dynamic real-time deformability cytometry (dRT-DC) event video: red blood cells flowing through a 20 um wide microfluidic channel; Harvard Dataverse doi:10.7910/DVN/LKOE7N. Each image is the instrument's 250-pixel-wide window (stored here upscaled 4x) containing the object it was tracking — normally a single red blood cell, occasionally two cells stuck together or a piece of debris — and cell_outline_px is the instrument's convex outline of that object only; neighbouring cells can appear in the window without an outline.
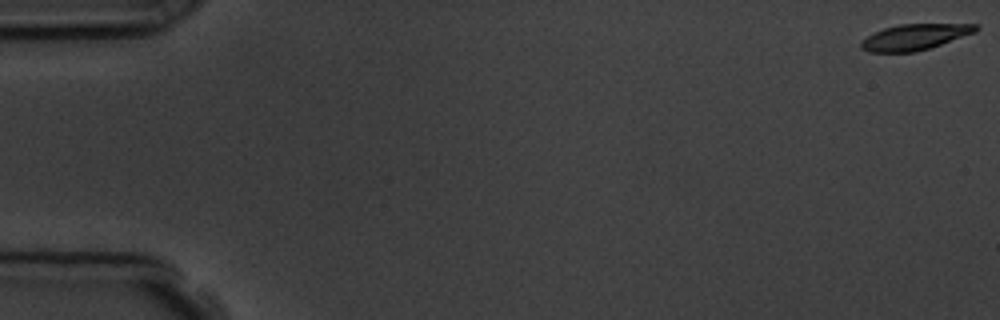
{"species": "common noctule bat (a hibernating species)", "species_latin": "Nyctalus noctula", "temperature_condition": "room temperature", "stored_images_in_passage": 16, "camera_frame_rate_fps": 3000, "um_per_image_px": 0.085, "animal": {"sex": "male", "body_mass_g": 19.5, "forearm_length_mm": 54.6}, "frame": {"image": 1, "passage_image": 1, "time_ms": 0.0, "image_size_px": [1000, 320], "cell_outline_px": [[980, 28], [976, 32], [916, 52], [868, 52], [860, 48], [860, 40], [884, 28], [900, 24], [980, 24]], "centroid_in_image_um": [77.75, 3.14], "position_along_channel_um": 7.3, "area_um2": 17.22}}
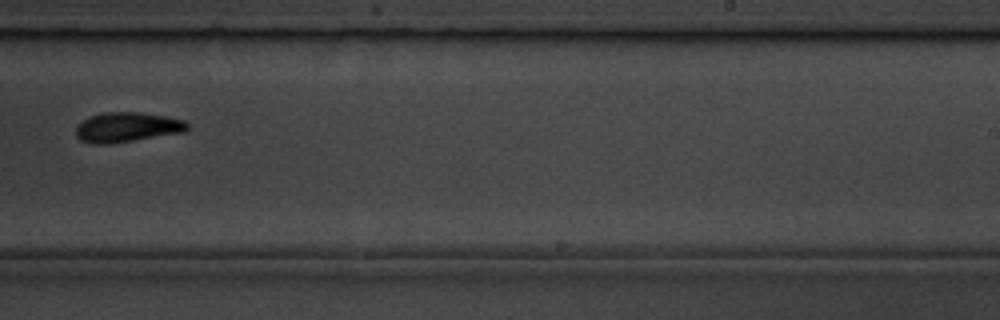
{"frame": {"image": 2, "passage_image": 11, "time_ms": 11.333, "image_size_px": [1000, 320], "cell_outline_px": [[188, 128], [184, 132], [112, 144], [92, 144], [80, 140], [76, 136], [76, 128], [88, 116], [104, 112], [136, 112], [164, 116], [184, 120], [188, 124]], "centroid_in_image_um": [10.78, 10.82], "position_along_channel_um": 278.2, "area_um2": 19.36}}
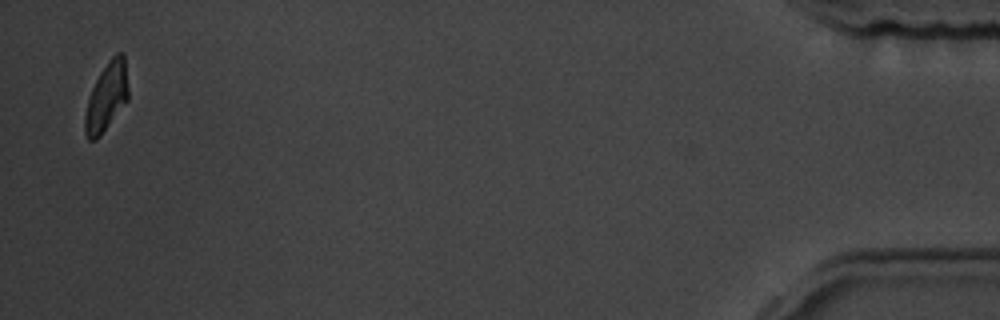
{"frame": {"image": 3, "passage_image": 16, "time_ms": 17.667, "image_size_px": [1000, 320], "cell_outline_px": [[128, 100], [100, 136], [96, 140], [88, 140], [84, 132], [84, 116], [88, 96], [100, 72], [108, 60], [116, 52], [124, 52], [128, 88]], "centroid_in_image_um": [9.05, 8.23], "position_along_channel_um": 426.2, "area_um2": 17.46}, "authors_computed_cell_mechanics": {"area_um2": 18.785, "velocity_mm_per_s": 3.7468, "shape_relaxation_time_tau1_ms": 2.7906, "shape_relaxation_time_tau2_ms": 4.5888, "deformation_change_tau1": 0.122, "deformation_change_tau2": 0.1083}}